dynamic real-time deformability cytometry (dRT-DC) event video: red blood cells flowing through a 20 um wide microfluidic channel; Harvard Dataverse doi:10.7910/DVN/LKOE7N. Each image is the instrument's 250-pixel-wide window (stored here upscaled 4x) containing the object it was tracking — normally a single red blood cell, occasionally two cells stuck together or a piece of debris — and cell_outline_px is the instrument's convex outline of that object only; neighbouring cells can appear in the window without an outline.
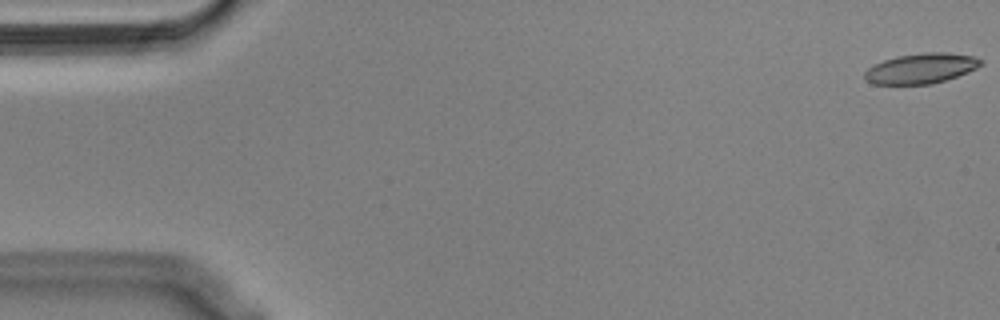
{"species": "Egyptian fruit bat (a non-hibernating species)", "species_latin": "Rousettus aegyptiacus", "temperature_condition": "cold", "stored_images_in_passage": 55, "segment_of_instrument_passage": [1, 2], "camera_frame_rate_fps": 3000, "um_per_image_px": 0.085, "animal": {"sex": "male"}, "frame": {"image": 1, "passage_image": 1, "time_ms": 0.0, "image_size_px": [1000, 320], "cell_outline_px": [[984, 64], [968, 72], [932, 84], [872, 84], [864, 80], [864, 72], [872, 64], [896, 56], [924, 52], [948, 52], [976, 56], [984, 60]], "centroid_in_image_um": [78.3, 5.8], "position_along_channel_um": 6.7, "area_um2": 20.75}}
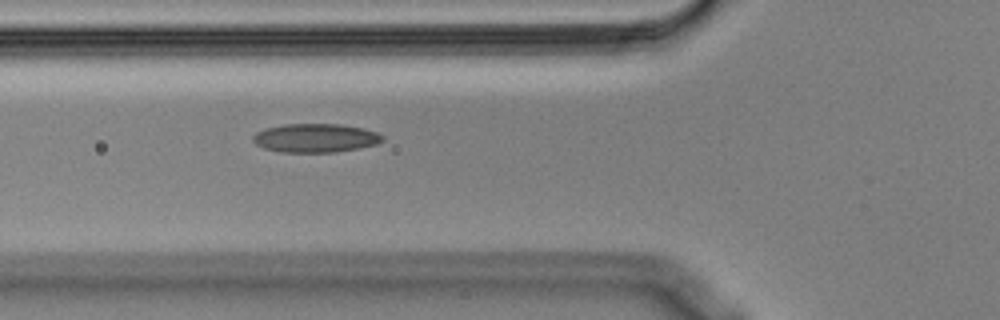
{"frame": {"image": 2, "passage_image": 20, "time_ms": 6.333, "image_size_px": [1000, 320], "cell_outline_px": [[384, 140], [376, 144], [360, 148], [332, 152], [284, 152], [264, 148], [256, 144], [252, 140], [252, 136], [256, 132], [264, 128], [284, 124], [340, 124], [364, 128], [376, 132], [384, 136]], "centroid_in_image_um": [26.81, 11.72], "position_along_channel_um": 99.0, "area_um2": 21.73}}
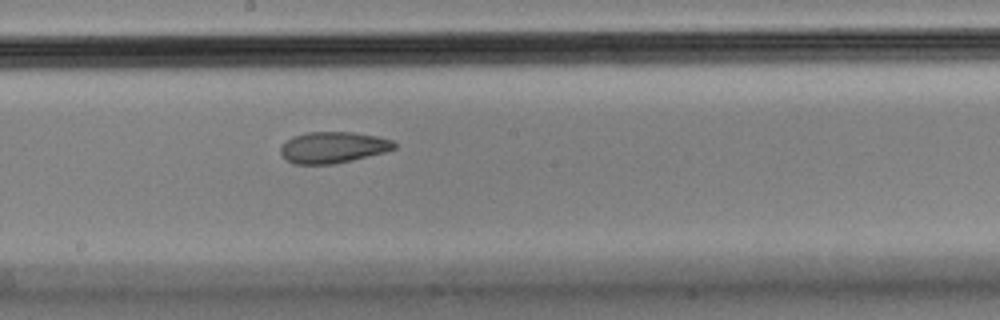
{"frame": {"image": 3, "passage_image": 30, "time_ms": 9.667, "image_size_px": [1000, 320], "cell_outline_px": [[396, 148], [384, 152], [332, 164], [292, 164], [280, 152], [280, 148], [292, 136], [308, 132], [352, 132], [376, 136], [392, 140], [396, 144]], "centroid_in_image_um": [28.3, 12.52], "position_along_channel_um": 219.9, "area_um2": 20.4}}